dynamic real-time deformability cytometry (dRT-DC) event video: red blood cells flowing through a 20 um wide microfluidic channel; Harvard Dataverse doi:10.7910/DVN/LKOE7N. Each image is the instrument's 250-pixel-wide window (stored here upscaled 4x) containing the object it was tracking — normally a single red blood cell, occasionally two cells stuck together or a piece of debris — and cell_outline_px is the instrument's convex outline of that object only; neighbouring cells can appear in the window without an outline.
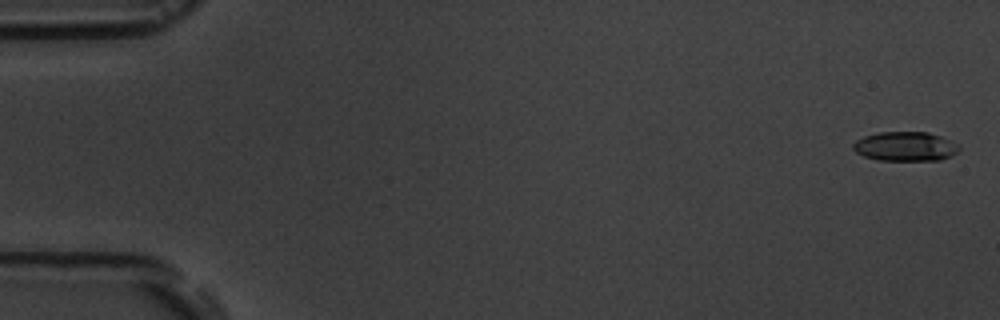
{"species": "common noctule bat (a hibernating species)", "species_latin": "Nyctalus noctula", "temperature_condition": "room temperature", "stored_images_in_passage": 6, "camera_frame_rate_fps": 3000, "um_per_image_px": 0.085, "animal": {"sex": "male", "body_mass_g": 19.5, "forearm_length_mm": 54.6}, "frame": {"image": 1, "passage_image": 1, "time_ms": 0.0, "image_size_px": [1000, 320], "cell_outline_px": [[960, 148], [952, 156], [940, 160], [876, 160], [864, 156], [856, 152], [852, 148], [852, 144], [856, 140], [864, 136], [880, 132], [928, 132], [940, 136], [956, 144]], "centroid_in_image_um": [76.92, 12.45], "position_along_channel_um": 8.1, "area_um2": 18.03}}
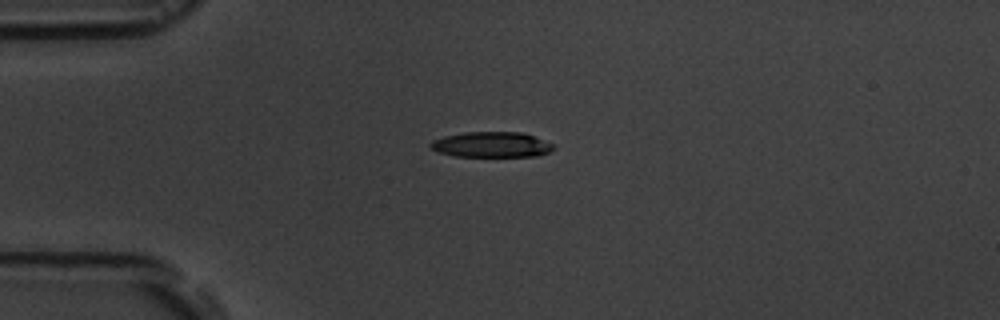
{"frame": {"image": 2, "passage_image": 4, "time_ms": 4.333, "image_size_px": [1000, 320], "cell_outline_px": [[556, 148], [548, 152], [536, 156], [456, 156], [440, 152], [428, 148], [428, 144], [432, 140], [444, 136], [464, 132], [524, 132], [556, 144]], "centroid_in_image_um": [41.8, 12.28], "position_along_channel_um": 43.2, "area_um2": 18.44}}
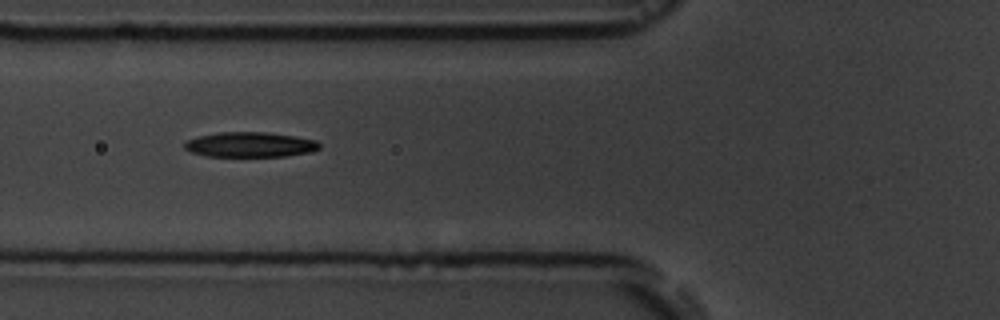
{"frame": {"image": 3, "passage_image": 6, "time_ms": 6.667, "image_size_px": [1000, 320], "cell_outline_px": [[320, 148], [312, 152], [284, 156], [208, 156], [192, 152], [184, 148], [184, 144], [188, 140], [200, 136], [220, 132], [268, 132], [296, 136], [316, 140], [320, 144]], "centroid_in_image_um": [21.31, 12.29], "position_along_channel_um": 104.5, "area_um2": 19.59}}